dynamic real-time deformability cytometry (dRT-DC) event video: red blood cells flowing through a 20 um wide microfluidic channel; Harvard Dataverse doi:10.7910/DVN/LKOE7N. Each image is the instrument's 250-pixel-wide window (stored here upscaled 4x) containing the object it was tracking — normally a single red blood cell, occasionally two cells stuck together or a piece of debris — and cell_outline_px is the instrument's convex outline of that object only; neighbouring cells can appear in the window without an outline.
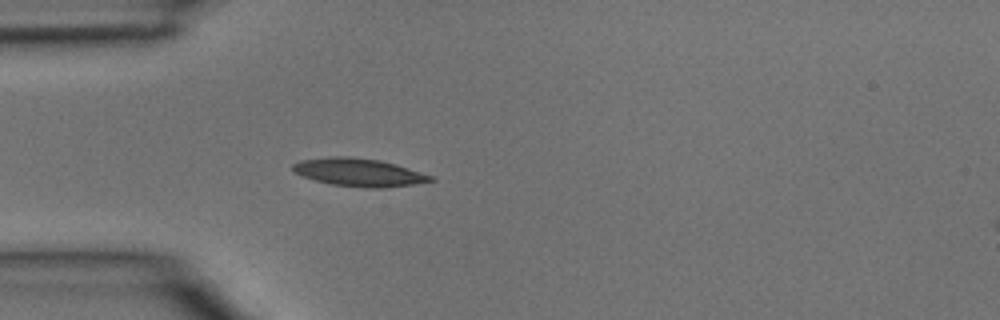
{"species": "common noctule bat (a hibernating species)", "species_latin": "Nyctalus noctula", "temperature_condition": "room temperature", "stored_images_in_passage": 4, "camera_frame_rate_fps": 3000, "um_per_image_px": 0.085, "animal": {"sex": "male", "body_mass_g": 15.6}, "frame": {"image": 1, "passage_image": 3, "time_ms": 0.667, "image_size_px": [1000, 320], "cell_outline_px": [[436, 180], [416, 184], [384, 188], [364, 188], [332, 184], [316, 180], [292, 172], [292, 164], [300, 160], [332, 156], [348, 156], [380, 160], [396, 164], [432, 176]], "centroid_in_image_um": [30.5, 14.65], "position_along_channel_um": 54.5, "area_um2": 22.48}}